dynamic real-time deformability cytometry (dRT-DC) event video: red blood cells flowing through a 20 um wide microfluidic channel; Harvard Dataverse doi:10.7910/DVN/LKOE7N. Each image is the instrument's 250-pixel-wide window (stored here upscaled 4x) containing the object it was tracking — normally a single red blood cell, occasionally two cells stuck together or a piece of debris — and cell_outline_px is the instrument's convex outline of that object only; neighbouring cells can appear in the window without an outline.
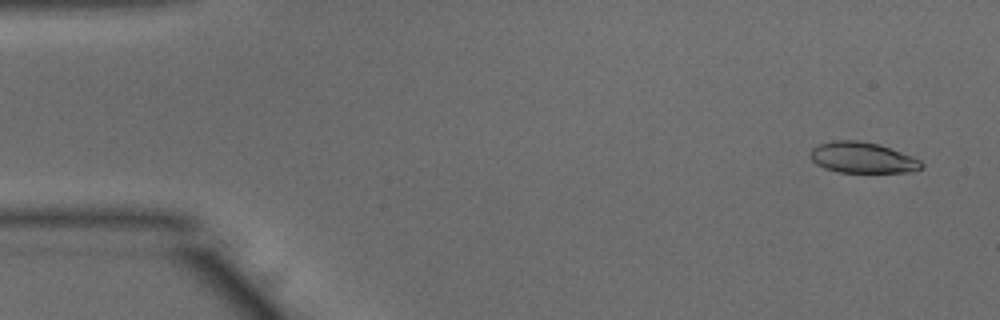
{"species": "common noctule bat (a hibernating species)", "species_latin": "Nyctalus noctula", "temperature_condition": "warm", "stored_images_in_passage": 52, "camera_frame_rate_fps": 3000, "um_per_image_px": 0.085, "animal": {"sex": "male", "body_mass_g": 15.6}, "frame": {"image": 1, "passage_image": 3, "time_ms": 0.667, "image_size_px": [1000, 320], "cell_outline_px": [[924, 164], [920, 168], [912, 172], [836, 172], [824, 168], [816, 164], [808, 156], [808, 152], [812, 148], [820, 144], [836, 140], [856, 140], [880, 144], [912, 156], [920, 160]], "centroid_in_image_um": [73.28, 13.4], "position_along_channel_um": 11.7, "area_um2": 20.11}}
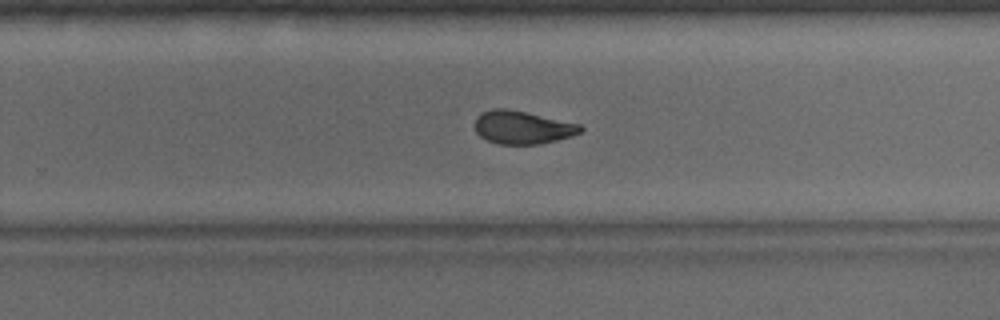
{"frame": {"image": 2, "passage_image": 33, "time_ms": 10.667, "image_size_px": [1000, 320], "cell_outline_px": [[584, 128], [580, 132], [572, 136], [540, 144], [500, 144], [488, 140], [480, 136], [476, 132], [472, 124], [476, 116], [480, 112], [492, 108], [504, 108], [524, 112], [580, 124]], "centroid_in_image_um": [44.34, 10.82], "position_along_channel_um": 285.5, "area_um2": 20.4}}
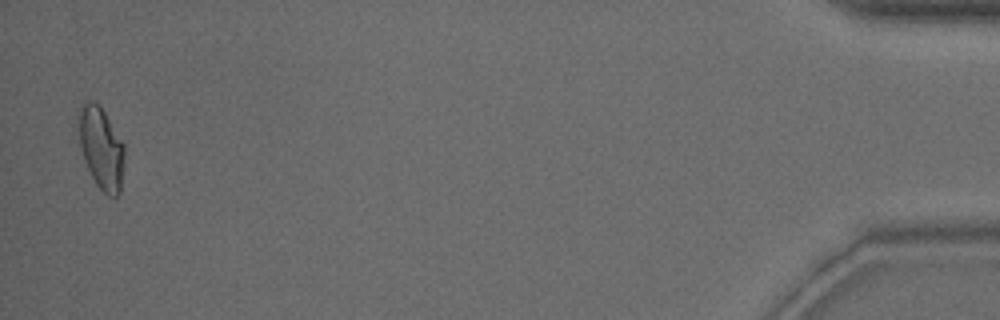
{"frame": {"image": 3, "passage_image": 51, "time_ms": 16.667, "image_size_px": [1000, 320], "cell_outline_px": [[124, 164], [120, 192], [116, 196], [108, 196], [96, 184], [84, 160], [80, 148], [80, 104], [88, 100], [92, 100], [100, 104], [124, 144]], "centroid_in_image_um": [8.62, 12.57], "position_along_channel_um": 426.6, "area_um2": 21.73}, "authors_computed_cell_mechanics": {"area_um2": 20.9236, "velocity_mm_per_s": 3.8837, "shape_relaxation_time_tau1_ms": 7.2099, "shape_relaxation_time_tau2_ms": 2.0437, "deformation_change_tau1": 0.2019, "deformation_change_tau2": 0.079}}